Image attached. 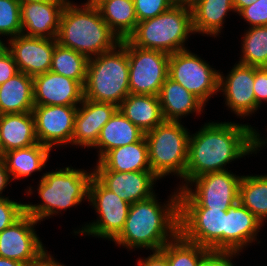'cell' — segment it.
<instances>
[{
    "mask_svg": "<svg viewBox=\"0 0 267 266\" xmlns=\"http://www.w3.org/2000/svg\"><path fill=\"white\" fill-rule=\"evenodd\" d=\"M260 134L247 124L209 122L189 135L185 184L207 173L226 170L224 166L259 150Z\"/></svg>",
    "mask_w": 267,
    "mask_h": 266,
    "instance_id": "6da1fadb",
    "label": "cell"
},
{
    "mask_svg": "<svg viewBox=\"0 0 267 266\" xmlns=\"http://www.w3.org/2000/svg\"><path fill=\"white\" fill-rule=\"evenodd\" d=\"M156 195L130 206L125 225L113 240L129 248L159 251L179 234V192L161 207Z\"/></svg>",
    "mask_w": 267,
    "mask_h": 266,
    "instance_id": "7a4b0ae2",
    "label": "cell"
},
{
    "mask_svg": "<svg viewBox=\"0 0 267 266\" xmlns=\"http://www.w3.org/2000/svg\"><path fill=\"white\" fill-rule=\"evenodd\" d=\"M56 40L88 59L114 49L121 42L95 5L86 2L77 6L70 1L63 9Z\"/></svg>",
    "mask_w": 267,
    "mask_h": 266,
    "instance_id": "3957f363",
    "label": "cell"
},
{
    "mask_svg": "<svg viewBox=\"0 0 267 266\" xmlns=\"http://www.w3.org/2000/svg\"><path fill=\"white\" fill-rule=\"evenodd\" d=\"M128 94V40L123 39L114 49L89 58L84 98L119 107Z\"/></svg>",
    "mask_w": 267,
    "mask_h": 266,
    "instance_id": "277c9868",
    "label": "cell"
},
{
    "mask_svg": "<svg viewBox=\"0 0 267 266\" xmlns=\"http://www.w3.org/2000/svg\"><path fill=\"white\" fill-rule=\"evenodd\" d=\"M43 174L37 188L43 203H25V213L38 222L88 199L93 172L65 167Z\"/></svg>",
    "mask_w": 267,
    "mask_h": 266,
    "instance_id": "5b68a950",
    "label": "cell"
},
{
    "mask_svg": "<svg viewBox=\"0 0 267 266\" xmlns=\"http://www.w3.org/2000/svg\"><path fill=\"white\" fill-rule=\"evenodd\" d=\"M192 27L190 4L175 3L162 14L140 21L127 40L136 47L173 54L184 47Z\"/></svg>",
    "mask_w": 267,
    "mask_h": 266,
    "instance_id": "8992f818",
    "label": "cell"
},
{
    "mask_svg": "<svg viewBox=\"0 0 267 266\" xmlns=\"http://www.w3.org/2000/svg\"><path fill=\"white\" fill-rule=\"evenodd\" d=\"M190 133L180 121H166L145 133L151 171L160 179L169 173L184 179Z\"/></svg>",
    "mask_w": 267,
    "mask_h": 266,
    "instance_id": "52a82bcc",
    "label": "cell"
},
{
    "mask_svg": "<svg viewBox=\"0 0 267 266\" xmlns=\"http://www.w3.org/2000/svg\"><path fill=\"white\" fill-rule=\"evenodd\" d=\"M241 178L227 170L193 178L178 190L179 208L229 209L239 201ZM189 184L196 186L195 191Z\"/></svg>",
    "mask_w": 267,
    "mask_h": 266,
    "instance_id": "ba28073f",
    "label": "cell"
},
{
    "mask_svg": "<svg viewBox=\"0 0 267 266\" xmlns=\"http://www.w3.org/2000/svg\"><path fill=\"white\" fill-rule=\"evenodd\" d=\"M88 201L96 208L99 217L74 233L113 241L124 228L131 204L106 189L94 176L89 184Z\"/></svg>",
    "mask_w": 267,
    "mask_h": 266,
    "instance_id": "9c48e42d",
    "label": "cell"
},
{
    "mask_svg": "<svg viewBox=\"0 0 267 266\" xmlns=\"http://www.w3.org/2000/svg\"><path fill=\"white\" fill-rule=\"evenodd\" d=\"M219 73L187 49L169 55L168 76L204 104L219 91Z\"/></svg>",
    "mask_w": 267,
    "mask_h": 266,
    "instance_id": "30bf717a",
    "label": "cell"
},
{
    "mask_svg": "<svg viewBox=\"0 0 267 266\" xmlns=\"http://www.w3.org/2000/svg\"><path fill=\"white\" fill-rule=\"evenodd\" d=\"M128 60L130 93L158 96L168 77L169 54L142 49L128 41Z\"/></svg>",
    "mask_w": 267,
    "mask_h": 266,
    "instance_id": "8fae6325",
    "label": "cell"
},
{
    "mask_svg": "<svg viewBox=\"0 0 267 266\" xmlns=\"http://www.w3.org/2000/svg\"><path fill=\"white\" fill-rule=\"evenodd\" d=\"M228 209L179 208V233L210 251H223L225 212Z\"/></svg>",
    "mask_w": 267,
    "mask_h": 266,
    "instance_id": "7c38bea8",
    "label": "cell"
},
{
    "mask_svg": "<svg viewBox=\"0 0 267 266\" xmlns=\"http://www.w3.org/2000/svg\"><path fill=\"white\" fill-rule=\"evenodd\" d=\"M38 221L24 213L0 233V257L25 263L38 261L46 252L34 231Z\"/></svg>",
    "mask_w": 267,
    "mask_h": 266,
    "instance_id": "4fadbf2b",
    "label": "cell"
},
{
    "mask_svg": "<svg viewBox=\"0 0 267 266\" xmlns=\"http://www.w3.org/2000/svg\"><path fill=\"white\" fill-rule=\"evenodd\" d=\"M77 109L78 106L34 105L32 113L38 142L51 150L55 145L72 144Z\"/></svg>",
    "mask_w": 267,
    "mask_h": 266,
    "instance_id": "5bb4252c",
    "label": "cell"
},
{
    "mask_svg": "<svg viewBox=\"0 0 267 266\" xmlns=\"http://www.w3.org/2000/svg\"><path fill=\"white\" fill-rule=\"evenodd\" d=\"M8 41V51L13 56L19 72L34 77L50 71L56 38L20 34Z\"/></svg>",
    "mask_w": 267,
    "mask_h": 266,
    "instance_id": "9a60e30c",
    "label": "cell"
},
{
    "mask_svg": "<svg viewBox=\"0 0 267 266\" xmlns=\"http://www.w3.org/2000/svg\"><path fill=\"white\" fill-rule=\"evenodd\" d=\"M253 84L254 66L238 63L226 77L219 73V91L224 92L225 104L241 117L256 112Z\"/></svg>",
    "mask_w": 267,
    "mask_h": 266,
    "instance_id": "2e32d148",
    "label": "cell"
},
{
    "mask_svg": "<svg viewBox=\"0 0 267 266\" xmlns=\"http://www.w3.org/2000/svg\"><path fill=\"white\" fill-rule=\"evenodd\" d=\"M93 176L106 189L131 205L155 195L153 185L159 180L152 171H93Z\"/></svg>",
    "mask_w": 267,
    "mask_h": 266,
    "instance_id": "e0dca14e",
    "label": "cell"
},
{
    "mask_svg": "<svg viewBox=\"0 0 267 266\" xmlns=\"http://www.w3.org/2000/svg\"><path fill=\"white\" fill-rule=\"evenodd\" d=\"M34 105L77 106L84 87L76 80L47 71L33 77Z\"/></svg>",
    "mask_w": 267,
    "mask_h": 266,
    "instance_id": "ac0fdd59",
    "label": "cell"
},
{
    "mask_svg": "<svg viewBox=\"0 0 267 266\" xmlns=\"http://www.w3.org/2000/svg\"><path fill=\"white\" fill-rule=\"evenodd\" d=\"M68 1L55 0L21 4V34L30 37L56 38L61 15Z\"/></svg>",
    "mask_w": 267,
    "mask_h": 266,
    "instance_id": "d6986e66",
    "label": "cell"
},
{
    "mask_svg": "<svg viewBox=\"0 0 267 266\" xmlns=\"http://www.w3.org/2000/svg\"><path fill=\"white\" fill-rule=\"evenodd\" d=\"M77 109L74 121L72 145L94 147L102 127L110 120L118 107L111 103L96 102L84 98Z\"/></svg>",
    "mask_w": 267,
    "mask_h": 266,
    "instance_id": "ffe728a7",
    "label": "cell"
},
{
    "mask_svg": "<svg viewBox=\"0 0 267 266\" xmlns=\"http://www.w3.org/2000/svg\"><path fill=\"white\" fill-rule=\"evenodd\" d=\"M261 226L262 222L238 201L225 212L223 251L241 252L256 240Z\"/></svg>",
    "mask_w": 267,
    "mask_h": 266,
    "instance_id": "44dd1931",
    "label": "cell"
},
{
    "mask_svg": "<svg viewBox=\"0 0 267 266\" xmlns=\"http://www.w3.org/2000/svg\"><path fill=\"white\" fill-rule=\"evenodd\" d=\"M39 143L32 112L0 115V155Z\"/></svg>",
    "mask_w": 267,
    "mask_h": 266,
    "instance_id": "7402d4cb",
    "label": "cell"
},
{
    "mask_svg": "<svg viewBox=\"0 0 267 266\" xmlns=\"http://www.w3.org/2000/svg\"><path fill=\"white\" fill-rule=\"evenodd\" d=\"M97 161L94 171H151L145 136L138 142L108 151Z\"/></svg>",
    "mask_w": 267,
    "mask_h": 266,
    "instance_id": "603a6c76",
    "label": "cell"
},
{
    "mask_svg": "<svg viewBox=\"0 0 267 266\" xmlns=\"http://www.w3.org/2000/svg\"><path fill=\"white\" fill-rule=\"evenodd\" d=\"M158 99L166 121H180L183 115L201 113L205 106L199 98L169 76L160 89Z\"/></svg>",
    "mask_w": 267,
    "mask_h": 266,
    "instance_id": "cb8c5ba5",
    "label": "cell"
},
{
    "mask_svg": "<svg viewBox=\"0 0 267 266\" xmlns=\"http://www.w3.org/2000/svg\"><path fill=\"white\" fill-rule=\"evenodd\" d=\"M118 109L123 115L147 133L164 121L158 96L128 94Z\"/></svg>",
    "mask_w": 267,
    "mask_h": 266,
    "instance_id": "d4e9b609",
    "label": "cell"
},
{
    "mask_svg": "<svg viewBox=\"0 0 267 266\" xmlns=\"http://www.w3.org/2000/svg\"><path fill=\"white\" fill-rule=\"evenodd\" d=\"M33 107L32 76L18 72L0 85V115L32 112Z\"/></svg>",
    "mask_w": 267,
    "mask_h": 266,
    "instance_id": "484cf974",
    "label": "cell"
},
{
    "mask_svg": "<svg viewBox=\"0 0 267 266\" xmlns=\"http://www.w3.org/2000/svg\"><path fill=\"white\" fill-rule=\"evenodd\" d=\"M145 136L136 125L128 120L118 109L110 120L102 127L97 143L99 160L110 150L138 142Z\"/></svg>",
    "mask_w": 267,
    "mask_h": 266,
    "instance_id": "4316f807",
    "label": "cell"
},
{
    "mask_svg": "<svg viewBox=\"0 0 267 266\" xmlns=\"http://www.w3.org/2000/svg\"><path fill=\"white\" fill-rule=\"evenodd\" d=\"M190 7L194 33L214 37L223 28L227 13L234 11L233 0H193Z\"/></svg>",
    "mask_w": 267,
    "mask_h": 266,
    "instance_id": "83f0119b",
    "label": "cell"
},
{
    "mask_svg": "<svg viewBox=\"0 0 267 266\" xmlns=\"http://www.w3.org/2000/svg\"><path fill=\"white\" fill-rule=\"evenodd\" d=\"M120 40L127 39L138 24L133 0H87Z\"/></svg>",
    "mask_w": 267,
    "mask_h": 266,
    "instance_id": "f1b7e54d",
    "label": "cell"
},
{
    "mask_svg": "<svg viewBox=\"0 0 267 266\" xmlns=\"http://www.w3.org/2000/svg\"><path fill=\"white\" fill-rule=\"evenodd\" d=\"M50 151L49 147L37 143L29 147L10 150L5 152L2 157L13 180L41 171L49 159Z\"/></svg>",
    "mask_w": 267,
    "mask_h": 266,
    "instance_id": "f546056e",
    "label": "cell"
},
{
    "mask_svg": "<svg viewBox=\"0 0 267 266\" xmlns=\"http://www.w3.org/2000/svg\"><path fill=\"white\" fill-rule=\"evenodd\" d=\"M239 202L263 224L267 218V175L242 176Z\"/></svg>",
    "mask_w": 267,
    "mask_h": 266,
    "instance_id": "4dcf8cb0",
    "label": "cell"
},
{
    "mask_svg": "<svg viewBox=\"0 0 267 266\" xmlns=\"http://www.w3.org/2000/svg\"><path fill=\"white\" fill-rule=\"evenodd\" d=\"M168 266H200L210 252L199 244L186 240L180 233L160 250Z\"/></svg>",
    "mask_w": 267,
    "mask_h": 266,
    "instance_id": "1f68e13d",
    "label": "cell"
},
{
    "mask_svg": "<svg viewBox=\"0 0 267 266\" xmlns=\"http://www.w3.org/2000/svg\"><path fill=\"white\" fill-rule=\"evenodd\" d=\"M88 60L85 55L57 43L54 48L50 71L76 80L84 87Z\"/></svg>",
    "mask_w": 267,
    "mask_h": 266,
    "instance_id": "d6a6232c",
    "label": "cell"
},
{
    "mask_svg": "<svg viewBox=\"0 0 267 266\" xmlns=\"http://www.w3.org/2000/svg\"><path fill=\"white\" fill-rule=\"evenodd\" d=\"M242 44V58L239 63L267 67V25L246 30Z\"/></svg>",
    "mask_w": 267,
    "mask_h": 266,
    "instance_id": "836d02e7",
    "label": "cell"
},
{
    "mask_svg": "<svg viewBox=\"0 0 267 266\" xmlns=\"http://www.w3.org/2000/svg\"><path fill=\"white\" fill-rule=\"evenodd\" d=\"M20 9L18 0H0V35L13 38L22 33Z\"/></svg>",
    "mask_w": 267,
    "mask_h": 266,
    "instance_id": "e575fe53",
    "label": "cell"
},
{
    "mask_svg": "<svg viewBox=\"0 0 267 266\" xmlns=\"http://www.w3.org/2000/svg\"><path fill=\"white\" fill-rule=\"evenodd\" d=\"M138 22L152 19L175 4L173 0H133Z\"/></svg>",
    "mask_w": 267,
    "mask_h": 266,
    "instance_id": "d590c367",
    "label": "cell"
},
{
    "mask_svg": "<svg viewBox=\"0 0 267 266\" xmlns=\"http://www.w3.org/2000/svg\"><path fill=\"white\" fill-rule=\"evenodd\" d=\"M25 213V204L10 200L9 197L0 198V233L11 226Z\"/></svg>",
    "mask_w": 267,
    "mask_h": 266,
    "instance_id": "8d00e7d4",
    "label": "cell"
},
{
    "mask_svg": "<svg viewBox=\"0 0 267 266\" xmlns=\"http://www.w3.org/2000/svg\"><path fill=\"white\" fill-rule=\"evenodd\" d=\"M250 27L267 25V0H257L250 6L243 8L239 13Z\"/></svg>",
    "mask_w": 267,
    "mask_h": 266,
    "instance_id": "74e56055",
    "label": "cell"
},
{
    "mask_svg": "<svg viewBox=\"0 0 267 266\" xmlns=\"http://www.w3.org/2000/svg\"><path fill=\"white\" fill-rule=\"evenodd\" d=\"M253 90L256 100V110L263 101H267V67L254 66Z\"/></svg>",
    "mask_w": 267,
    "mask_h": 266,
    "instance_id": "f35d334b",
    "label": "cell"
},
{
    "mask_svg": "<svg viewBox=\"0 0 267 266\" xmlns=\"http://www.w3.org/2000/svg\"><path fill=\"white\" fill-rule=\"evenodd\" d=\"M239 252L210 251L200 266H234L233 256Z\"/></svg>",
    "mask_w": 267,
    "mask_h": 266,
    "instance_id": "ab89813d",
    "label": "cell"
},
{
    "mask_svg": "<svg viewBox=\"0 0 267 266\" xmlns=\"http://www.w3.org/2000/svg\"><path fill=\"white\" fill-rule=\"evenodd\" d=\"M18 72L16 62L11 53L7 50L0 56V85L5 83L9 78H12Z\"/></svg>",
    "mask_w": 267,
    "mask_h": 266,
    "instance_id": "60d3db41",
    "label": "cell"
},
{
    "mask_svg": "<svg viewBox=\"0 0 267 266\" xmlns=\"http://www.w3.org/2000/svg\"><path fill=\"white\" fill-rule=\"evenodd\" d=\"M138 266H168L166 256L159 250L153 251V254L147 258L139 259Z\"/></svg>",
    "mask_w": 267,
    "mask_h": 266,
    "instance_id": "b9f144b4",
    "label": "cell"
},
{
    "mask_svg": "<svg viewBox=\"0 0 267 266\" xmlns=\"http://www.w3.org/2000/svg\"><path fill=\"white\" fill-rule=\"evenodd\" d=\"M11 178L5 161L3 159V157L0 155V198H4V196L2 195L3 190L7 187L8 184H10L9 182H11L9 179Z\"/></svg>",
    "mask_w": 267,
    "mask_h": 266,
    "instance_id": "7bdbcfd3",
    "label": "cell"
},
{
    "mask_svg": "<svg viewBox=\"0 0 267 266\" xmlns=\"http://www.w3.org/2000/svg\"><path fill=\"white\" fill-rule=\"evenodd\" d=\"M28 266H64L58 263L53 257L46 252L38 261L29 264Z\"/></svg>",
    "mask_w": 267,
    "mask_h": 266,
    "instance_id": "ee69618b",
    "label": "cell"
},
{
    "mask_svg": "<svg viewBox=\"0 0 267 266\" xmlns=\"http://www.w3.org/2000/svg\"><path fill=\"white\" fill-rule=\"evenodd\" d=\"M257 0H233L234 12L237 14L245 7L250 6Z\"/></svg>",
    "mask_w": 267,
    "mask_h": 266,
    "instance_id": "f6af8a7d",
    "label": "cell"
},
{
    "mask_svg": "<svg viewBox=\"0 0 267 266\" xmlns=\"http://www.w3.org/2000/svg\"><path fill=\"white\" fill-rule=\"evenodd\" d=\"M0 266H27L25 263L0 257Z\"/></svg>",
    "mask_w": 267,
    "mask_h": 266,
    "instance_id": "bcb514c9",
    "label": "cell"
},
{
    "mask_svg": "<svg viewBox=\"0 0 267 266\" xmlns=\"http://www.w3.org/2000/svg\"><path fill=\"white\" fill-rule=\"evenodd\" d=\"M20 4L31 3V2H47L55 0H18Z\"/></svg>",
    "mask_w": 267,
    "mask_h": 266,
    "instance_id": "7dc6e473",
    "label": "cell"
},
{
    "mask_svg": "<svg viewBox=\"0 0 267 266\" xmlns=\"http://www.w3.org/2000/svg\"><path fill=\"white\" fill-rule=\"evenodd\" d=\"M8 50L7 45L0 40V56Z\"/></svg>",
    "mask_w": 267,
    "mask_h": 266,
    "instance_id": "c3c4849f",
    "label": "cell"
},
{
    "mask_svg": "<svg viewBox=\"0 0 267 266\" xmlns=\"http://www.w3.org/2000/svg\"><path fill=\"white\" fill-rule=\"evenodd\" d=\"M175 3L190 4L193 0H173Z\"/></svg>",
    "mask_w": 267,
    "mask_h": 266,
    "instance_id": "681fc988",
    "label": "cell"
},
{
    "mask_svg": "<svg viewBox=\"0 0 267 266\" xmlns=\"http://www.w3.org/2000/svg\"><path fill=\"white\" fill-rule=\"evenodd\" d=\"M265 140L267 141V139H265ZM265 140H263V139L260 140V147H262L264 144L267 143Z\"/></svg>",
    "mask_w": 267,
    "mask_h": 266,
    "instance_id": "f907efd6",
    "label": "cell"
}]
</instances>
